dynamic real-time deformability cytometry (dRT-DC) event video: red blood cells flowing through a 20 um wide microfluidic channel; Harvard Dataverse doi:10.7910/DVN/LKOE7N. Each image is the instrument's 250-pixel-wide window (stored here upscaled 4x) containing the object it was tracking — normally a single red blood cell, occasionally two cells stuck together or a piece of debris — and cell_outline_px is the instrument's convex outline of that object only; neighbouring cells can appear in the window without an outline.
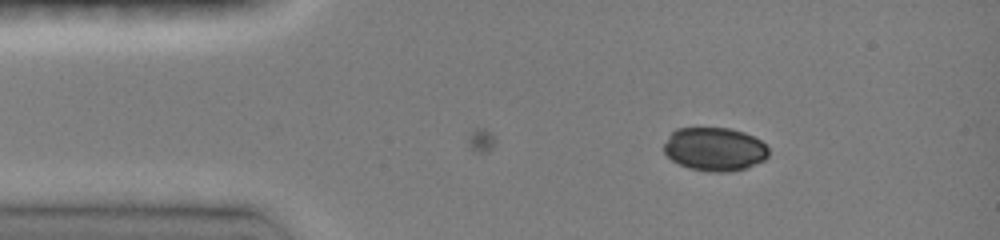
{"species": "common noctule bat (a hibernating species)", "species_latin": "Nyctalus noctula", "temperature_condition": "room temperature", "stored_images_in_passage": 4, "camera_frame_rate_fps": 3000, "um_per_image_px": 0.085, "animal": {"sex": "female", "body_mass_g": 19.0, "forearm_length_mm": 51.5}, "frame": {"image": 1, "passage_image": 4, "time_ms": 1.0, "image_size_px": [1000, 240], "cell_outline_px": [[768, 156], [764, 160], [756, 164], [732, 172], [708, 172], [688, 168], [672, 160], [664, 152], [664, 144], [668, 136], [676, 128], [728, 128], [744, 132], [760, 140], [768, 148]], "centroid_in_image_um": [60.73, 12.68], "position_along_channel_um": 24.3, "area_um2": 26.59}}